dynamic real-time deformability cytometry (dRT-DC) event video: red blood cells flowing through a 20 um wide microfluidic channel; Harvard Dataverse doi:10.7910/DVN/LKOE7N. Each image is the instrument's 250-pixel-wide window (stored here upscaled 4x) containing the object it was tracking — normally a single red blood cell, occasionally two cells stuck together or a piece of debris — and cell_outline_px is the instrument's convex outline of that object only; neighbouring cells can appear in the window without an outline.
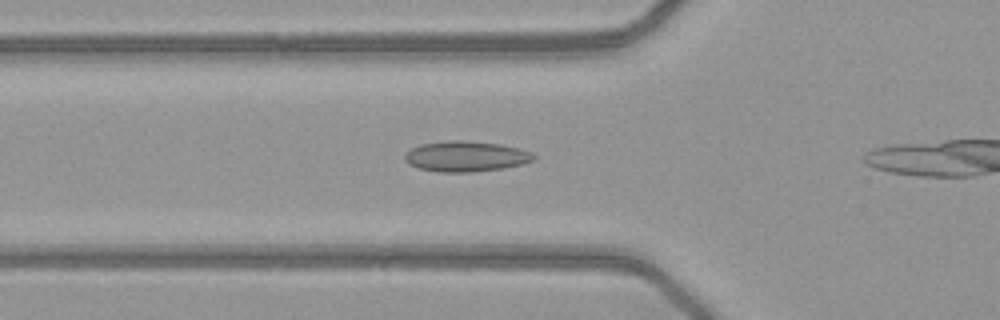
{"species": "common noctule bat (a hibernating species)", "species_latin": "Nyctalus noctula", "temperature_condition": "warm", "stored_images_in_passage": 30, "camera_frame_rate_fps": 3000, "um_per_image_px": 0.085, "animal": {"sex": "female", "body_mass_g": 21.9}, "frame": {"image": 1, "passage_image": 7, "time_ms": 2.0, "image_size_px": [1000, 320], "cell_outline_px": [[536, 156], [532, 160], [520, 164], [504, 168], [472, 172], [440, 172], [420, 168], [408, 164], [404, 160], [404, 156], [412, 148], [420, 144], [448, 140], [468, 140], [500, 144], [520, 148], [532, 152]], "centroid_in_image_um": [39.6, 13.28], "position_along_channel_um": 86.2, "area_um2": 22.95}}
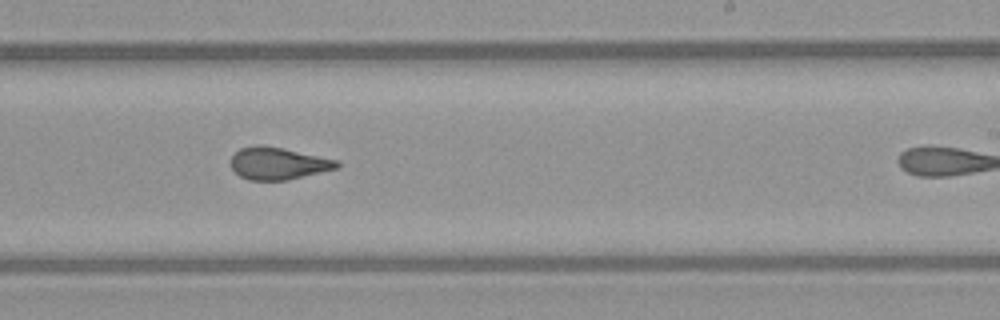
{"frame": {"image": 2, "passage_image": 20, "time_ms": 6.333, "image_size_px": [1000, 320], "cell_outline_px": [[340, 168], [288, 180], [248, 180], [240, 176], [232, 168], [232, 156], [240, 148], [256, 144], [260, 144], [284, 148], [340, 160]], "centroid_in_image_um": [23.7, 13.88], "position_along_channel_um": 265.3, "area_um2": 20.17}}
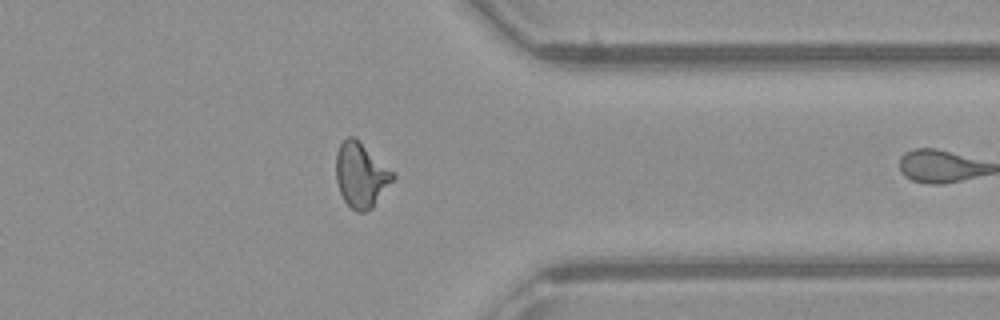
{"frame": {"image": 3, "passage_image": 29, "time_ms": 9.333, "image_size_px": [1000, 320], "cell_outline_px": [[396, 176], [372, 208], [364, 212], [356, 212], [344, 200], [340, 192], [336, 180], [336, 152], [340, 144], [348, 136], [356, 136], [396, 172]], "centroid_in_image_um": [30.71, 14.83], "position_along_channel_um": 380.7, "area_um2": 21.85}}